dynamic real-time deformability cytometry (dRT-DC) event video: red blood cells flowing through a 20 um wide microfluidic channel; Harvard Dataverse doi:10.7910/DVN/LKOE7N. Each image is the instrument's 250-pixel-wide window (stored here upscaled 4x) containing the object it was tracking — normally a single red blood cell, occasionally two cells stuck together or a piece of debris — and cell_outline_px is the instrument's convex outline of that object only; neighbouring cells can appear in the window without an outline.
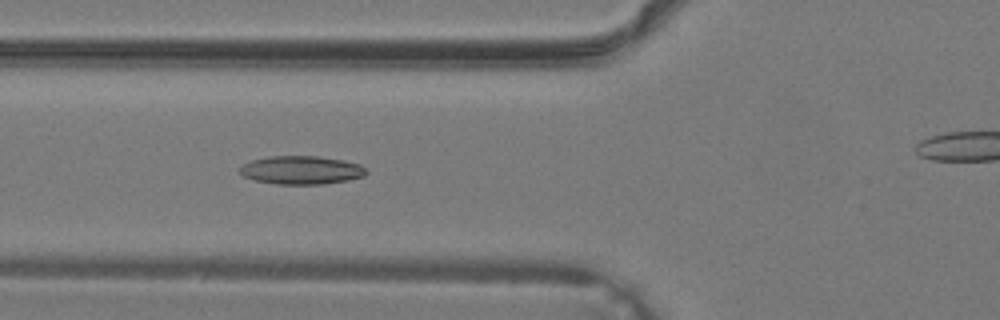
{"species": "common noctule bat (a hibernating species)", "species_latin": "Nyctalus noctula", "temperature_condition": "warm", "stored_images_in_passage": 40, "camera_frame_rate_fps": 3000, "um_per_image_px": 0.085, "animal": {"sex": "male", "body_mass_g": 19.2, "forearm_length_mm": 51.8}, "frame": {"image": 1, "passage_image": 16, "time_ms": 5.0, "image_size_px": [1000, 320], "cell_outline_px": [[368, 172], [364, 176], [348, 180], [324, 184], [276, 184], [256, 180], [244, 176], [240, 172], [240, 168], [244, 164], [252, 160], [268, 156], [316, 156], [344, 160], [360, 164]], "centroid_in_image_um": [25.64, 14.45], "position_along_channel_um": 100.2, "area_um2": 20.81}}
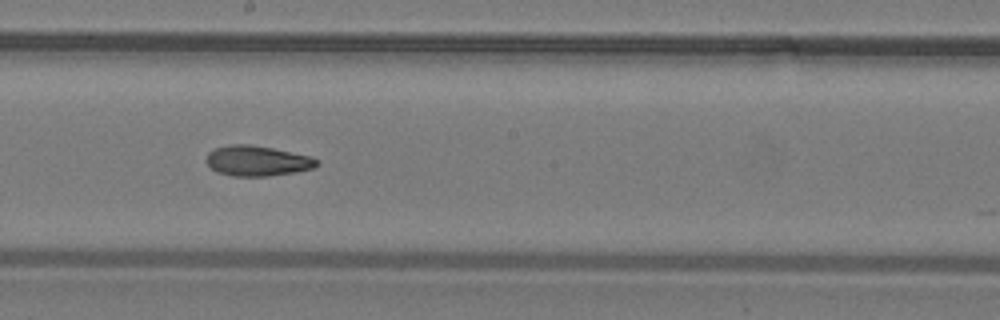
{"frame": {"image": 2, "passage_image": 23, "time_ms": 7.333, "image_size_px": [1000, 320], "cell_outline_px": [[320, 164], [312, 168], [296, 172], [268, 176], [232, 176], [216, 172], [208, 164], [208, 152], [216, 148], [232, 144], [248, 144], [272, 148], [312, 156], [320, 160]], "centroid_in_image_um": [21.92, 13.67], "position_along_channel_um": 226.3, "area_um2": 19.48}}
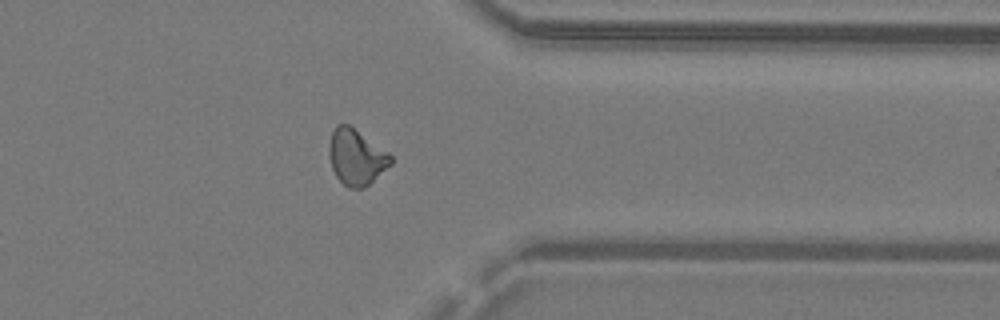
{"frame": {"image": 3, "passage_image": 32, "time_ms": 10.333, "image_size_px": [1000, 320], "cell_outline_px": [[392, 164], [364, 188], [348, 188], [336, 176], [332, 168], [328, 156], [328, 144], [332, 132], [336, 124], [348, 124], [388, 152], [392, 156]], "centroid_in_image_um": [30.26, 13.35], "position_along_channel_um": 381.1, "area_um2": 20.0}}